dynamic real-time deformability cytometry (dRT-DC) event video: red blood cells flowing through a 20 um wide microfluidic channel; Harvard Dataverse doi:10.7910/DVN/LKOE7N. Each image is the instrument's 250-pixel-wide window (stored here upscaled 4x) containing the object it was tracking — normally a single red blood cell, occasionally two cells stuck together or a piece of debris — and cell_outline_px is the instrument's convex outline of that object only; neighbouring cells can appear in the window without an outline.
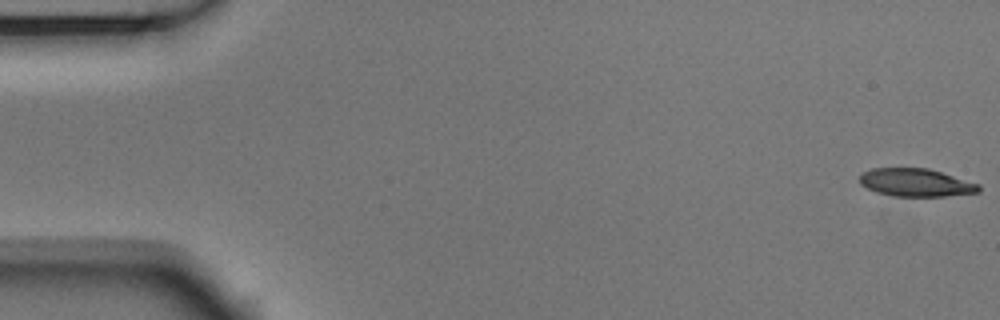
{"species": "Egyptian fruit bat (a non-hibernating species)", "species_latin": "Rousettus aegyptiacus", "temperature_condition": "room temperature", "stored_images_in_passage": 54, "camera_frame_rate_fps": 3000, "um_per_image_px": 0.085, "animal": {"sex": "male"}, "frame": {"image": 1, "passage_image": 1, "time_ms": 0.0, "image_size_px": [1000, 320], "cell_outline_px": [[980, 192], [944, 196], [892, 196], [876, 192], [860, 184], [860, 176], [864, 172], [872, 168], [928, 168], [980, 184]], "centroid_in_image_um": [77.85, 15.52], "position_along_channel_um": 7.1, "area_um2": 19.31}}
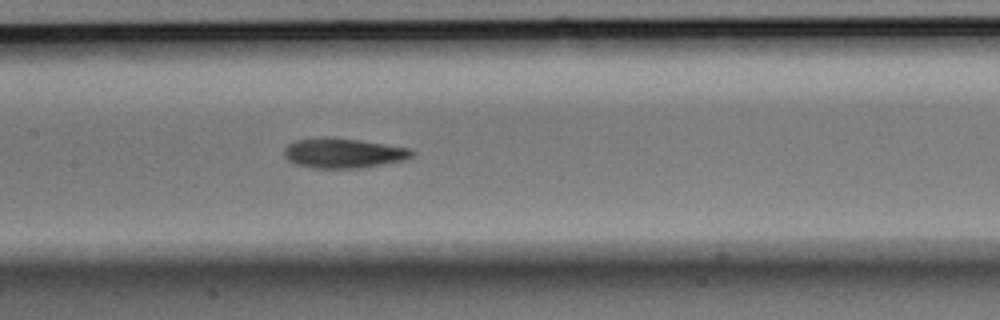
{"frame": {"image": 2, "passage_image": 26, "time_ms": 8.333, "image_size_px": [1000, 320], "cell_outline_px": [[416, 152], [412, 156], [404, 160], [384, 164], [360, 168], [312, 168], [296, 164], [288, 160], [284, 156], [284, 148], [288, 144], [296, 140], [324, 136], [332, 136], [360, 140], [408, 148]], "centroid_in_image_um": [29.16, 13.0], "position_along_channel_um": 178.2, "area_um2": 22.43}}
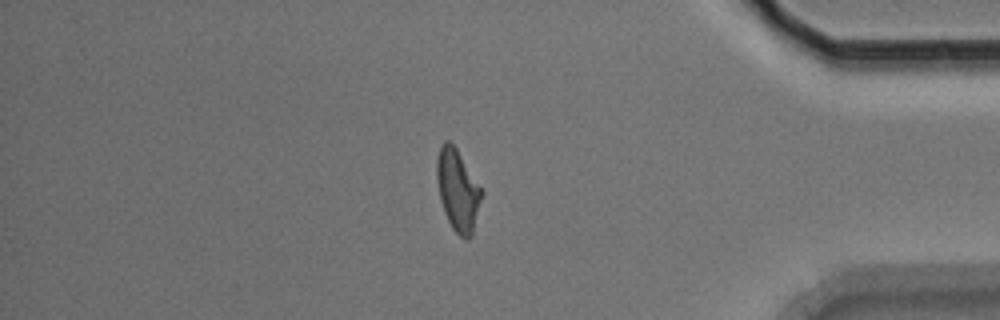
{"frame": {"image": 3, "passage_image": 46, "time_ms": 15.0, "image_size_px": [1000, 320], "cell_outline_px": [[484, 192], [472, 236], [468, 240], [464, 240], [452, 228], [444, 212], [440, 200], [436, 176], [436, 160], [440, 148], [444, 140], [448, 140], [456, 148]], "centroid_in_image_um": [38.92, 16.2], "position_along_channel_um": 396.3, "area_um2": 21.39}}